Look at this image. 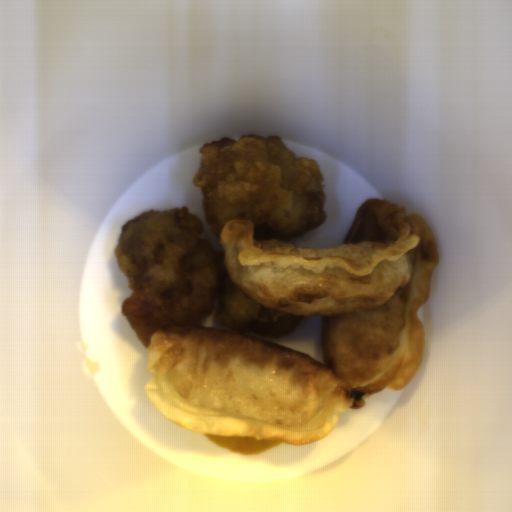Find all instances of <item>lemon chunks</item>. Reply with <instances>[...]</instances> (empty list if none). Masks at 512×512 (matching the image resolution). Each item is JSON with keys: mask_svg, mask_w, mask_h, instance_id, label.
<instances>
[{"mask_svg": "<svg viewBox=\"0 0 512 512\" xmlns=\"http://www.w3.org/2000/svg\"><path fill=\"white\" fill-rule=\"evenodd\" d=\"M205 435L216 445L244 455H260L265 451L281 447L283 442L251 437H235L216 434Z\"/></svg>", "mask_w": 512, "mask_h": 512, "instance_id": "obj_1", "label": "lemon chunks"}]
</instances>
